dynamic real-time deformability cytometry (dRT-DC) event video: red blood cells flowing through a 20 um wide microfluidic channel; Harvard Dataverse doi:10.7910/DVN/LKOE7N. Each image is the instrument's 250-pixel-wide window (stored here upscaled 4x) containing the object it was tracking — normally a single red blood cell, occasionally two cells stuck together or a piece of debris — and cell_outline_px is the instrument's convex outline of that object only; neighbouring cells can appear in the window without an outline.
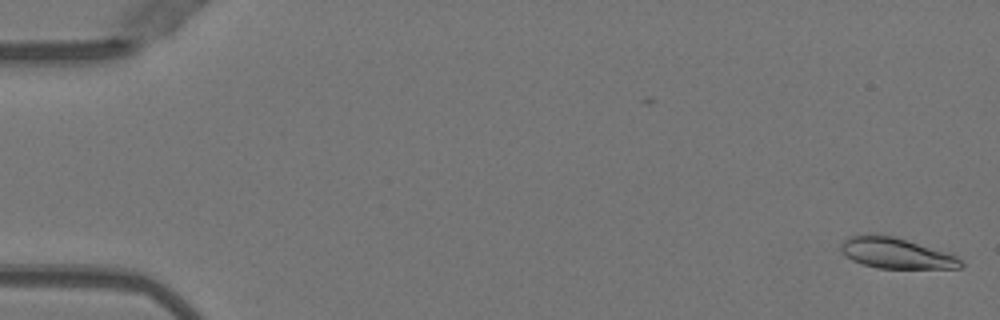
{"species": "Egyptian fruit bat (a non-hibernating species)", "species_latin": "Rousettus aegyptiacus", "temperature_condition": "warm", "stored_images_in_passage": 50, "camera_frame_rate_fps": 3000, "um_per_image_px": 0.085, "animal": {"sex": "female"}, "frame": {"image": 1, "passage_image": 1, "time_ms": 0.0, "image_size_px": [1000, 320], "cell_outline_px": [[964, 264], [960, 268], [876, 268], [852, 260], [840, 248], [840, 244], [844, 240], [852, 236], [868, 232], [872, 232], [896, 236], [948, 252], [956, 256]], "centroid_in_image_um": [76.17, 21.48], "position_along_channel_um": 8.8, "area_um2": 21.68}}
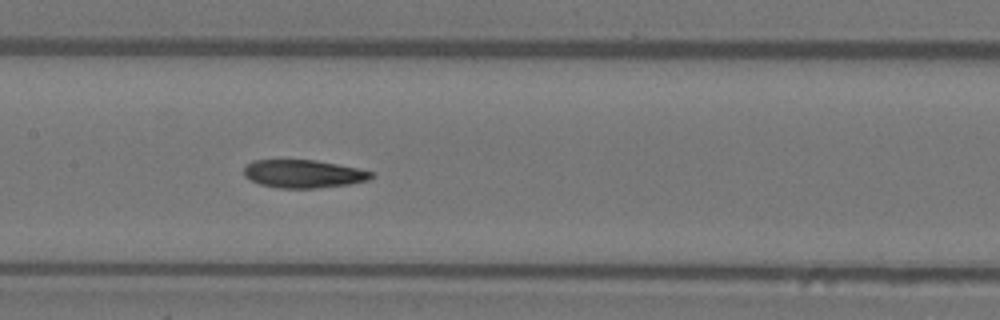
{"frame": {"image": 2, "passage_image": 25, "time_ms": 8.0, "image_size_px": [1000, 320], "cell_outline_px": [[372, 176], [368, 180], [348, 184], [316, 188], [276, 188], [260, 184], [244, 176], [244, 168], [252, 160], [316, 160], [356, 168], [372, 172]], "centroid_in_image_um": [25.75, 14.77], "position_along_channel_um": 181.7, "area_um2": 20.58}}
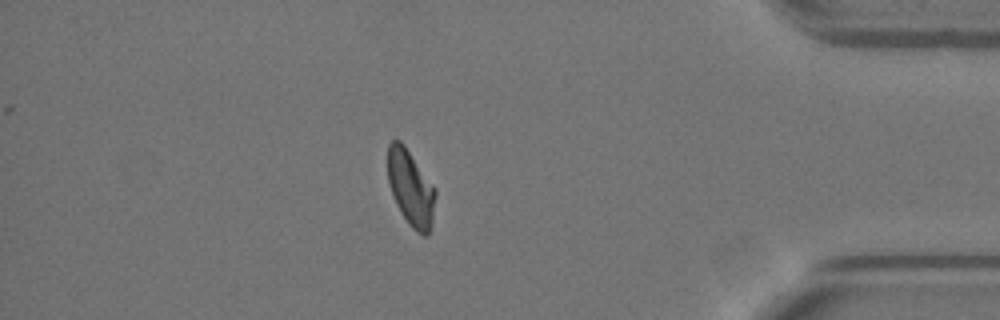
{"frame": {"image": 3, "passage_image": 44, "time_ms": 14.333, "image_size_px": [1000, 320], "cell_outline_px": [[436, 196], [432, 224], [428, 236], [424, 236], [416, 232], [408, 224], [400, 212], [392, 196], [388, 184], [388, 144], [392, 140], [400, 140], [404, 144], [436, 188]], "centroid_in_image_um": [34.92, 16.01], "position_along_channel_um": 400.3, "area_um2": 21.44}, "authors_computed_cell_mechanics": {"area_um2": 21.5883, "velocity_mm_per_s": 4.0193, "shape_relaxation_time_tau1_ms": null, "shape_relaxation_time_tau2_ms": 2.516, "deformation_change_tau1": null, "deformation_change_tau2": 0.0857}}